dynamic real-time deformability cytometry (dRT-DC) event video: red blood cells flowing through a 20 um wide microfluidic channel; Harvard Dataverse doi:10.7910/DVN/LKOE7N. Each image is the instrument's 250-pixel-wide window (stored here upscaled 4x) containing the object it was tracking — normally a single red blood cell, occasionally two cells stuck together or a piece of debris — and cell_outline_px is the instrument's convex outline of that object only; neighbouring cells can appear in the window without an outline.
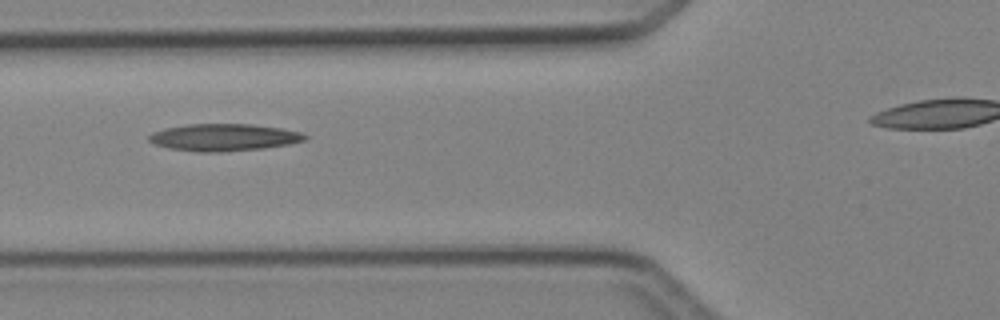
{"species": "Egyptian fruit bat (a non-hibernating species)", "species_latin": "Rousettus aegyptiacus", "temperature_condition": "cold", "stored_images_in_passage": 3, "camera_frame_rate_fps": 3000, "um_per_image_px": 0.085, "animal": {"sex": "female"}, "frame": {"image": 1, "passage_image": 3, "time_ms": 2.0, "image_size_px": [1000, 320], "cell_outline_px": [[308, 136], [304, 140], [288, 144], [264, 148], [220, 152], [196, 152], [168, 148], [156, 144], [148, 140], [148, 136], [152, 132], [164, 128], [188, 124], [252, 124], [280, 128], [304, 132]], "centroid_in_image_um": [19.02, 11.67], "position_along_channel_um": 106.8, "area_um2": 24.74}}